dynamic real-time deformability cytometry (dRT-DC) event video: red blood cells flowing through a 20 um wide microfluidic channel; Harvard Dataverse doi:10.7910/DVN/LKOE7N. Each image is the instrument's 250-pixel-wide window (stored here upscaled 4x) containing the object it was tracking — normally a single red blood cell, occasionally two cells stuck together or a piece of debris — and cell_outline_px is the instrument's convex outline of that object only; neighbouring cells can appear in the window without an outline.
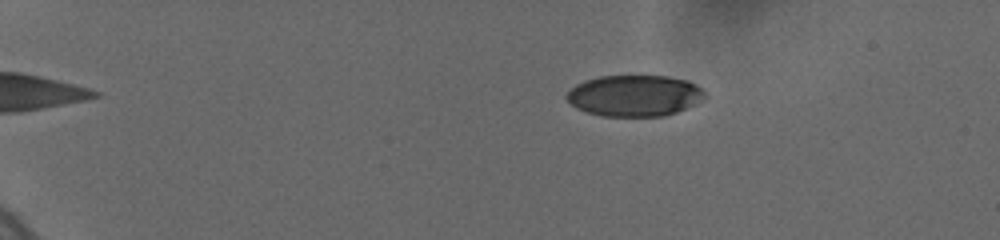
{"species": "human", "species_latin": "Homo sapiens", "temperature_condition": "cold", "stored_images_in_passage": 40, "camera_frame_rate_fps": 3000, "um_per_image_px": 0.085, "donor": {"sex": "female"}, "frame": {"image": 1, "passage_image": 2, "time_ms": 0.333, "image_size_px": [1000, 240], "cell_outline_px": [[704, 96], [700, 100], [676, 112], [664, 116], [604, 116], [588, 112], [576, 108], [564, 96], [576, 84], [600, 76], [668, 76], [688, 80], [696, 84], [704, 92]], "centroid_in_image_um": [53.91, 8.12], "position_along_channel_um": 31.1, "area_um2": 32.83}}
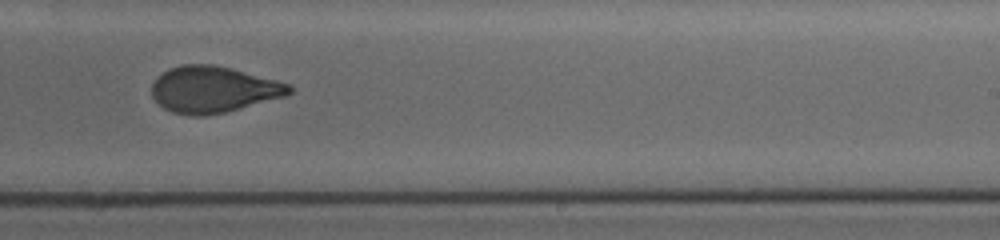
{"frame": {"image": 2, "passage_image": 21, "time_ms": 9.667, "image_size_px": [1000, 240], "cell_outline_px": [[292, 92], [284, 96], [224, 112], [204, 116], [192, 116], [172, 112], [164, 108], [152, 96], [152, 84], [156, 76], [168, 68], [184, 64], [212, 64], [292, 84]], "centroid_in_image_um": [18.09, 7.6], "position_along_channel_um": 270.9, "area_um2": 36.82}}
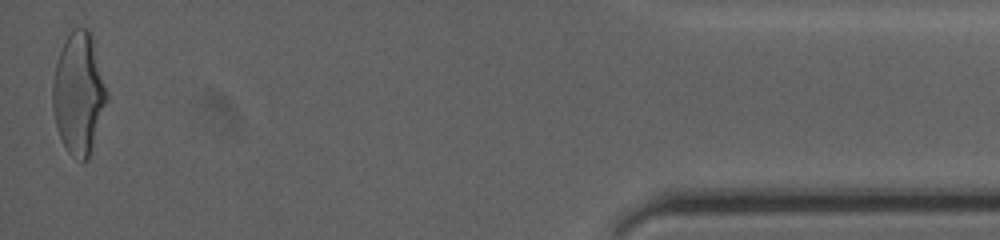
{"frame": {"image": 3, "passage_image": 40, "time_ms": 15.667, "image_size_px": [1000, 240], "cell_outline_px": [[108, 100], [88, 160], [84, 164], [80, 164], [68, 152], [60, 136], [56, 124], [52, 108], [52, 80], [56, 64], [60, 52], [72, 28], [88, 28], [92, 32], [108, 92]], "centroid_in_image_um": [6.71, 7.96], "position_along_channel_um": 428.5, "area_um2": 38.84}, "authors_computed_cell_mechanics": {"area_um2": 37.0498, "velocity_mm_per_s": 3.7076, "shape_relaxation_time_tau1_ms": 5.8073, "shape_relaxation_time_tau2_ms": 1.1889, "deformation_change_tau1": 0.1874, "deformation_change_tau2": 0.0627}}